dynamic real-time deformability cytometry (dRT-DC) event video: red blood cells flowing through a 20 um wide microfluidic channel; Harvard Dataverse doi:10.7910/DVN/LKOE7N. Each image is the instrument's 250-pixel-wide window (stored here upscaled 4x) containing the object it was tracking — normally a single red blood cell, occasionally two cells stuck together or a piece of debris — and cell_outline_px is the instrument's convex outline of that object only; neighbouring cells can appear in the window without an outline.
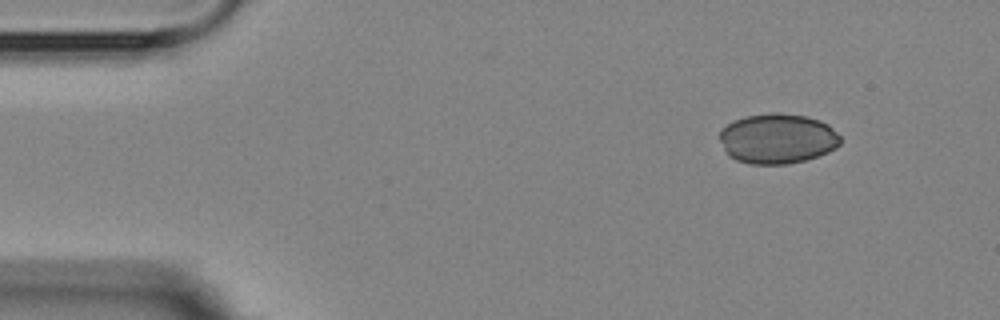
{"species": "Egyptian fruit bat (a non-hibernating species)", "species_latin": "Rousettus aegyptiacus", "temperature_condition": "room temperature", "stored_images_in_passage": 4, "camera_frame_rate_fps": 3000, "um_per_image_px": 0.085, "animal": {"sex": "female"}, "frame": {"image": 1, "passage_image": 1, "time_ms": 0.0, "image_size_px": [1000, 320], "cell_outline_px": [[840, 144], [836, 148], [828, 152], [804, 160], [788, 164], [752, 164], [736, 160], [728, 156], [724, 152], [720, 140], [720, 132], [728, 124], [744, 116], [772, 112], [780, 112], [808, 116], [820, 120], [828, 124], [840, 136]], "centroid_in_image_um": [66.09, 11.77], "position_along_channel_um": 18.9, "area_um2": 35.43}}